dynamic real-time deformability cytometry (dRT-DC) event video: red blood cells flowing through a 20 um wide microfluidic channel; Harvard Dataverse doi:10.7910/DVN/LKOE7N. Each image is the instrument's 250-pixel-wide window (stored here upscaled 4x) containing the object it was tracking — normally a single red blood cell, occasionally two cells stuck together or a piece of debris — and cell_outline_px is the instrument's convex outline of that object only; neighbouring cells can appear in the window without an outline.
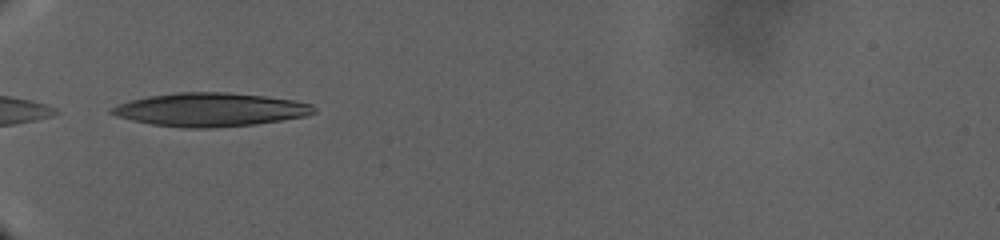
{"species": "human", "species_latin": "Homo sapiens", "temperature_condition": "warm", "stored_images_in_passage": 6, "camera_frame_rate_fps": 3000, "um_per_image_px": 0.085, "donor": {"sex": "male"}, "frame": {"image": 1, "passage_image": 1, "time_ms": 0.0, "image_size_px": [1000, 240], "cell_outline_px": [[316, 112], [308, 116], [256, 124], [212, 128], [180, 128], [152, 124], [132, 120], [116, 116], [108, 112], [108, 108], [116, 104], [148, 96], [176, 92], [228, 92], [264, 96], [292, 100], [312, 104], [316, 108]], "centroid_in_image_um": [17.86, 9.32], "position_along_channel_um": 67.1, "area_um2": 39.77}}